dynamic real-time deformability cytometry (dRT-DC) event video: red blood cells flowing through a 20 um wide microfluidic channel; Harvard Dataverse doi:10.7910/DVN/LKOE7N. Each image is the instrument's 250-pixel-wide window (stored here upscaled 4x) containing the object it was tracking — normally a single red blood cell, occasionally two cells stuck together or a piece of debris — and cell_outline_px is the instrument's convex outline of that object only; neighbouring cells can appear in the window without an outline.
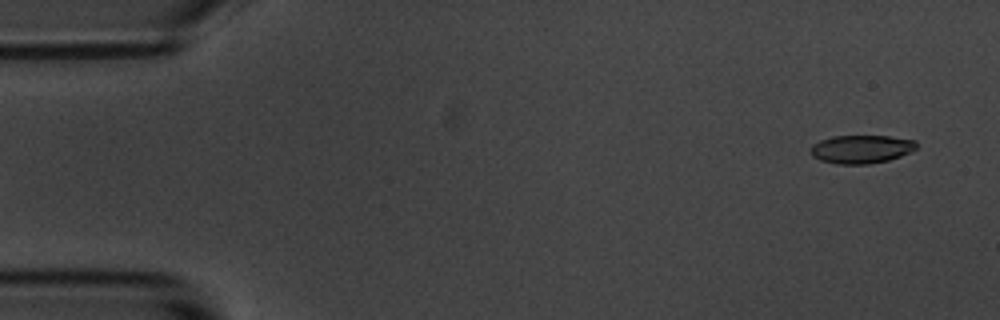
{"species": "common noctule bat (a hibernating species)", "species_latin": "Nyctalus noctula", "temperature_condition": "room temperature", "stored_images_in_passage": 6, "segment_of_instrument_passage": [2, 2], "camera_frame_rate_fps": 3000, "um_per_image_px": 0.085, "animal": {"sex": "male", "body_mass_g": 20.1, "forearm_length_mm": 53.5}, "frame": {"image": 1, "passage_image": 6, "time_ms": 6.667, "image_size_px": [1000, 320], "cell_outline_px": [[916, 148], [912, 152], [888, 160], [868, 164], [836, 164], [820, 160], [812, 156], [812, 144], [820, 140], [832, 136], [888, 136], [916, 140]], "centroid_in_image_um": [73.22, 12.67], "position_along_channel_um": 11.8, "area_um2": 17.46}}